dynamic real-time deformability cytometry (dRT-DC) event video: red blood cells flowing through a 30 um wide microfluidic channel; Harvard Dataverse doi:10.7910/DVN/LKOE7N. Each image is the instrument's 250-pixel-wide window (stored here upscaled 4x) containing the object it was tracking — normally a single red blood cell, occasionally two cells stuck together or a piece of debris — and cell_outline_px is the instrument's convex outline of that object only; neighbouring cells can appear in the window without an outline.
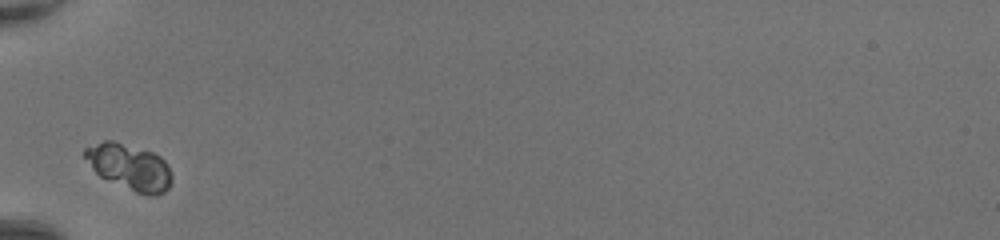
{"species": "common noctule bat (a hibernating species)", "species_latin": "Nyctalus noctula", "temperature_condition": "room temperature", "stored_images_in_passage": 24, "camera_frame_rate_fps": 3000, "um_per_image_px": 0.085, "animal": {"sex": "female", "body_mass_g": 20.0, "forearm_length_mm": 54.0}, "frame": {"image": 1, "passage_image": 1, "time_ms": 0.0, "image_size_px": [1000, 240], "cell_outline_px": [[172, 180], [168, 188], [164, 192], [152, 196], [148, 196], [136, 192], [100, 176], [92, 168], [84, 156], [84, 148], [104, 140], [112, 140], [152, 152], [160, 156], [168, 164], [172, 176]], "centroid_in_image_um": [11.03, 14.19], "position_along_channel_um": 74.0, "area_um2": 23.12}}